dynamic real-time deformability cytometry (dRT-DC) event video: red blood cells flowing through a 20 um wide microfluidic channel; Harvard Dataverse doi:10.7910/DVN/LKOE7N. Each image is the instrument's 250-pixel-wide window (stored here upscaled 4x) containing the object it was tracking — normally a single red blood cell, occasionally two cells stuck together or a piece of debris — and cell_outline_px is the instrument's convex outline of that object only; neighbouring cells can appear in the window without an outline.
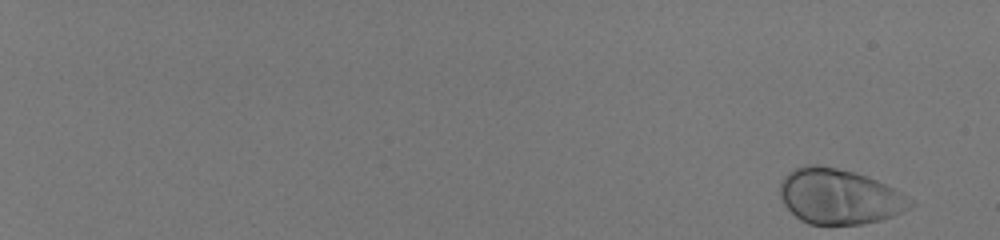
{"species": "human", "species_latin": "Homo sapiens", "temperature_condition": "room temperature", "stored_images_in_passage": 55, "camera_frame_rate_fps": 3000, "um_per_image_px": 0.085, "donor": {"sex": "male"}, "frame": {"image": 1, "passage_image": 1, "time_ms": 0.0, "image_size_px": [1000, 240], "cell_outline_px": [[916, 204], [912, 208], [904, 212], [880, 220], [864, 224], [808, 224], [800, 220], [784, 204], [780, 196], [780, 180], [792, 168], [804, 164], [816, 164], [856, 172], [868, 176], [900, 192], [912, 200]], "centroid_in_image_um": [71.33, 16.69], "position_along_channel_um": 13.7, "area_um2": 42.25}}
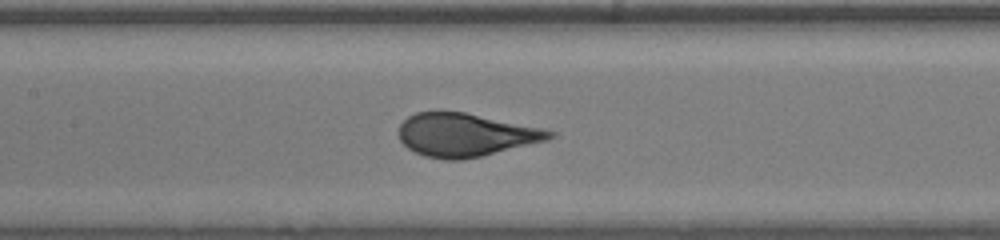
{"frame": {"image": 2, "passage_image": 32, "time_ms": 10.333, "image_size_px": [1000, 240], "cell_outline_px": [[556, 136], [548, 140], [480, 156], [460, 160], [448, 160], [424, 156], [408, 148], [400, 140], [396, 132], [400, 124], [408, 116], [416, 112], [464, 112], [540, 128], [556, 132]], "centroid_in_image_um": [39.52, 11.47], "position_along_channel_um": 167.9, "area_um2": 37.63}}
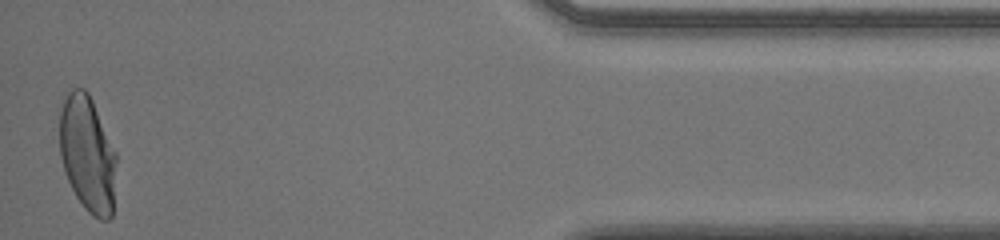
{"frame": {"image": 3, "passage_image": 55, "time_ms": 18.0, "image_size_px": [1000, 240], "cell_outline_px": [[116, 160], [112, 216], [108, 220], [100, 220], [92, 216], [84, 208], [76, 196], [64, 172], [60, 156], [60, 112], [64, 100], [68, 92], [72, 88], [84, 88], [88, 92], [92, 100], [116, 152]], "centroid_in_image_um": [7.43, 13.1], "position_along_channel_um": 427.8, "area_um2": 38.38}, "authors_computed_cell_mechanics": {"area_um2": 38.7838, "velocity_mm_per_s": 4.0142, "shape_relaxation_time_tau1_ms": 3.2965, "shape_relaxation_time_tau2_ms": null, "deformation_change_tau1": 0.1909, "deformation_change_tau2": null}}